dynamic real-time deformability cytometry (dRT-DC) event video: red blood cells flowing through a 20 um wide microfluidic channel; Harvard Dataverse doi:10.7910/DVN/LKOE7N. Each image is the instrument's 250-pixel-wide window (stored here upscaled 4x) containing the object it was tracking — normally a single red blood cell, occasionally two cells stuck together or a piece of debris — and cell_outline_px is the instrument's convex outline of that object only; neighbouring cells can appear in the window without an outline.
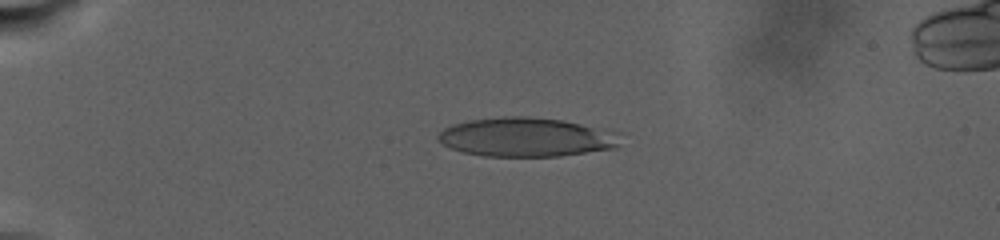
{"species": "human", "species_latin": "Homo sapiens", "temperature_condition": "warm", "stored_images_in_passage": 26, "camera_frame_rate_fps": 3000, "um_per_image_px": 0.085, "donor": {"sex": "male"}, "frame": {"image": 1, "passage_image": 2, "time_ms": 0.333, "image_size_px": [1000, 240], "cell_outline_px": [[624, 132], [616, 148], [560, 156], [484, 156], [464, 152], [452, 148], [444, 144], [436, 136], [444, 128], [452, 124], [468, 120], [500, 116], [528, 116], [564, 120]], "centroid_in_image_um": [44.81, 11.64], "position_along_channel_um": 40.2, "area_um2": 41.96}}
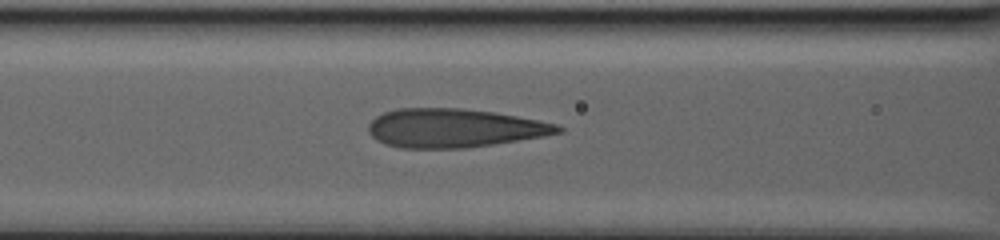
{"frame": {"image": 2, "passage_image": 16, "time_ms": 6.333, "image_size_px": [1000, 240], "cell_outline_px": [[564, 132], [544, 136], [492, 144], [464, 148], [400, 148], [376, 140], [368, 132], [368, 124], [376, 116], [384, 112], [396, 108], [460, 108], [496, 112], [556, 124], [564, 128]], "centroid_in_image_um": [38.58, 10.88], "position_along_channel_um": 128.0, "area_um2": 42.71}}
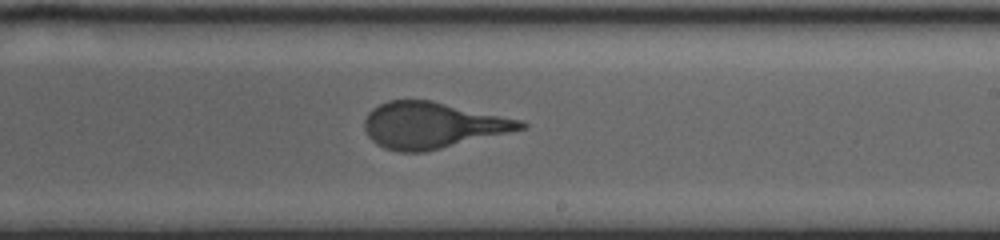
{"frame": {"image": 3, "passage_image": 26, "time_ms": 11.333, "image_size_px": [1000, 240], "cell_outline_px": [[528, 128], [424, 152], [400, 152], [384, 148], [376, 144], [368, 136], [364, 128], [364, 120], [368, 112], [372, 108], [388, 100], [432, 100], [524, 120], [528, 124]], "centroid_in_image_um": [36.77, 10.64], "position_along_channel_um": 252.2, "area_um2": 42.25}}